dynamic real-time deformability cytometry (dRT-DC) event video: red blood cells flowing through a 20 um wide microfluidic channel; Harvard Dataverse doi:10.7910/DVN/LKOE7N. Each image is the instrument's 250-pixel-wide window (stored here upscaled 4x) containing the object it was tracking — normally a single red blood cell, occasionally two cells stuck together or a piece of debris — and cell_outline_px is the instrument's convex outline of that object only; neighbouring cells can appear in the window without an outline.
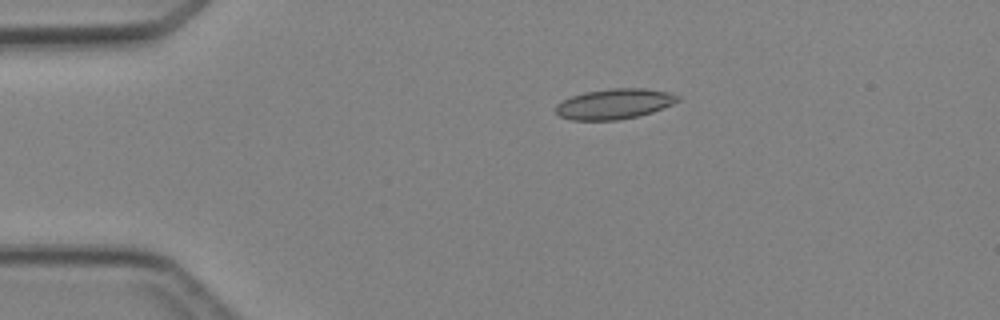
{"species": "Egyptian fruit bat (a non-hibernating species)", "species_latin": "Rousettus aegyptiacus", "temperature_condition": "cold", "stored_images_in_passage": 2, "camera_frame_rate_fps": 3000, "um_per_image_px": 0.085, "animal": {"sex": "female"}, "frame": {"image": 1, "passage_image": 2, "time_ms": 2.0, "image_size_px": [1000, 320], "cell_outline_px": [[680, 100], [672, 104], [652, 112], [636, 116], [616, 120], [572, 120], [560, 116], [556, 112], [556, 104], [572, 96], [584, 92], [612, 88], [644, 88], [668, 92], [680, 96]], "centroid_in_image_um": [52.22, 8.82], "position_along_channel_um": 32.8, "area_um2": 21.39}}